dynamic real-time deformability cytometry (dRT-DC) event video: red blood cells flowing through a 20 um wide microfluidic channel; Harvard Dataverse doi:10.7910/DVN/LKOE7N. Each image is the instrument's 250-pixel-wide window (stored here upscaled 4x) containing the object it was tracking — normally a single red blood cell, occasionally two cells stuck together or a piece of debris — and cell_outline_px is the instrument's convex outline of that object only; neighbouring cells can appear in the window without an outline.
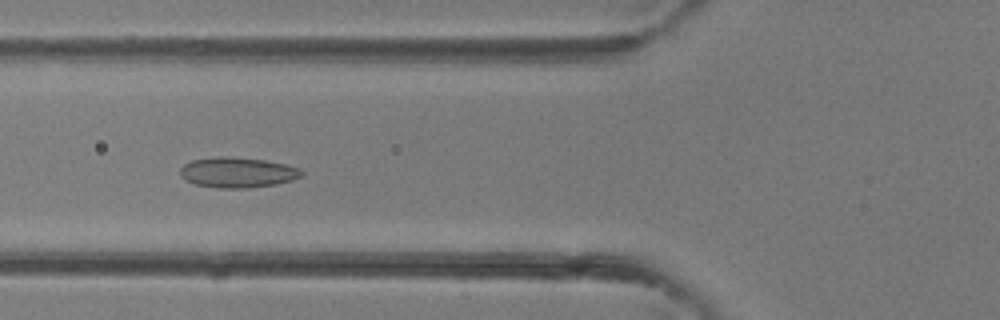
{"species": "common noctule bat (a hibernating species)", "species_latin": "Nyctalus noctula", "temperature_condition": "room temperature", "stored_images_in_passage": 39, "camera_frame_rate_fps": 3000, "um_per_image_px": 0.085, "animal": {"sex": "female"}, "frame": {"image": 1, "passage_image": 14, "time_ms": 4.333, "image_size_px": [1000, 320], "cell_outline_px": [[304, 172], [300, 176], [292, 180], [276, 184], [248, 188], [216, 188], [196, 184], [180, 176], [180, 168], [184, 164], [192, 160], [220, 156], [228, 156], [264, 160], [284, 164], [300, 168]], "centroid_in_image_um": [20.19, 14.65], "position_along_channel_um": 105.6, "area_um2": 21.39}}
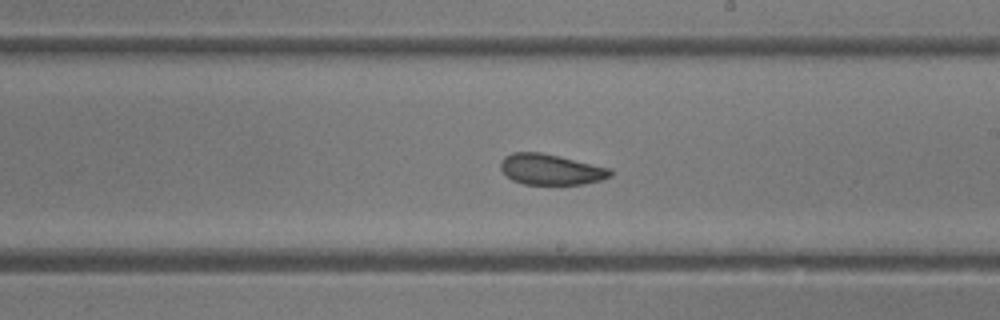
{"frame": {"image": 2, "passage_image": 22, "time_ms": 7.0, "image_size_px": [1000, 320], "cell_outline_px": [[612, 176], [600, 180], [584, 184], [524, 184], [512, 180], [500, 168], [500, 164], [504, 156], [512, 152], [540, 152], [608, 168], [612, 172]], "centroid_in_image_um": [46.78, 14.4], "position_along_channel_um": 242.2, "area_um2": 19.31}}
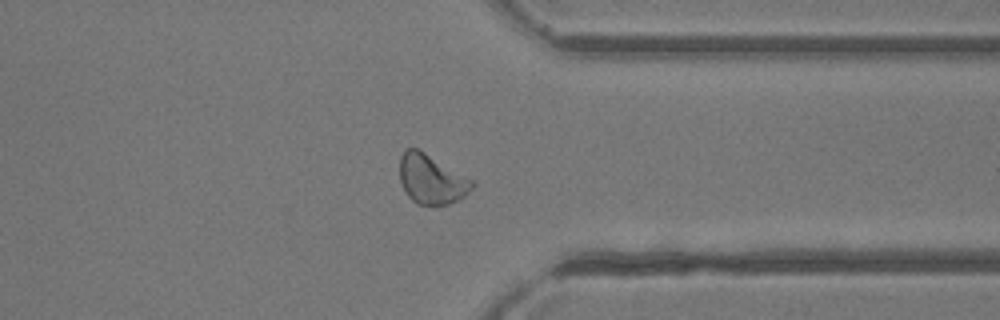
{"frame": {"image": 3, "passage_image": 30, "time_ms": 9.667, "image_size_px": [1000, 320], "cell_outline_px": [[476, 184], [464, 196], [448, 204], [416, 204], [408, 196], [400, 180], [400, 156], [404, 148], [416, 148], [424, 152], [472, 180]], "centroid_in_image_um": [36.64, 15.22], "position_along_channel_um": 374.8, "area_um2": 20.46}}